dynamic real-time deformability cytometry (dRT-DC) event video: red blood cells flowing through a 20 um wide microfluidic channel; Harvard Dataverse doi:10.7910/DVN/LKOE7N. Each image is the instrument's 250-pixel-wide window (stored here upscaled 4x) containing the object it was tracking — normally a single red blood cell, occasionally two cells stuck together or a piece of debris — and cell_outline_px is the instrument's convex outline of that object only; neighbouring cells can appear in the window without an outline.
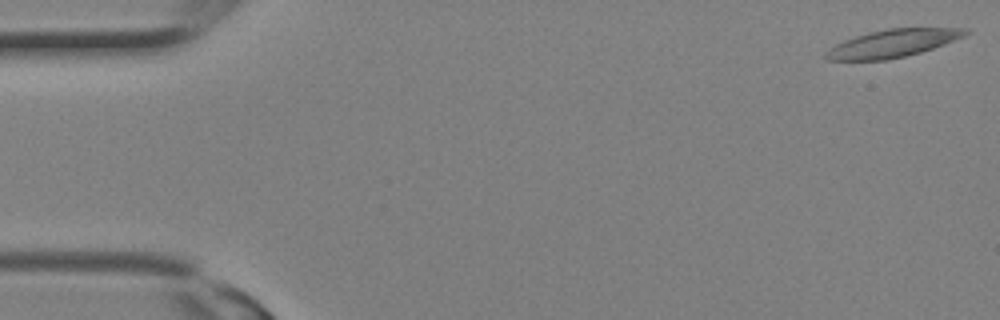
{"species": "Egyptian fruit bat (a non-hibernating species)", "species_latin": "Rousettus aegyptiacus", "temperature_condition": "room temperature", "stored_images_in_passage": 11, "camera_frame_rate_fps": 3000, "um_per_image_px": 0.085, "animal": {"sex": "female"}, "frame": {"image": 1, "passage_image": 1, "time_ms": 0.0, "image_size_px": [1000, 320], "cell_outline_px": [[972, 32], [964, 36], [944, 44], [920, 52], [888, 60], [828, 60], [824, 56], [836, 44], [844, 40], [868, 32], [888, 28], [968, 28]], "centroid_in_image_um": [75.92, 3.67], "position_along_channel_um": 9.1, "area_um2": 22.31}}
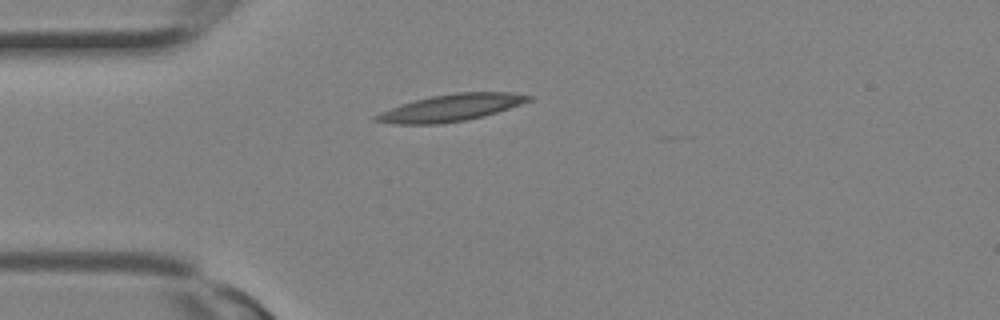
{"frame": {"image": 2, "passage_image": 8, "time_ms": 2.333, "image_size_px": [1000, 320], "cell_outline_px": [[532, 100], [484, 116], [464, 120], [440, 124], [396, 124], [372, 120], [372, 116], [380, 112], [416, 100], [432, 96], [456, 92], [508, 92], [532, 96]], "centroid_in_image_um": [38.32, 9.16], "position_along_channel_um": 46.7, "area_um2": 23.58}}
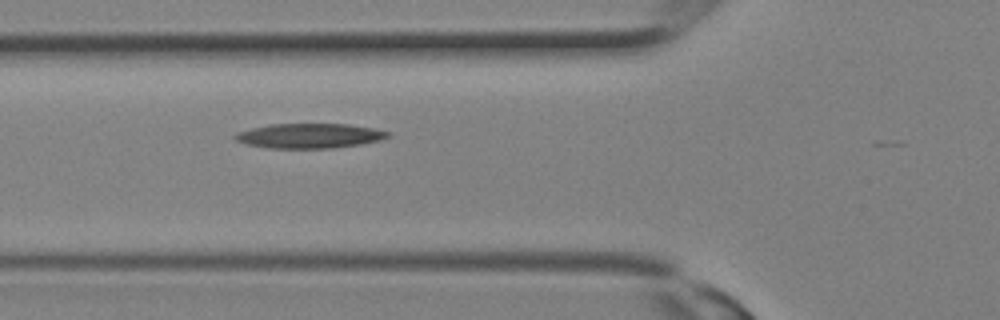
{"frame": {"image": 3, "passage_image": 11, "time_ms": 3.333, "image_size_px": [1000, 320], "cell_outline_px": [[392, 136], [380, 140], [360, 144], [332, 148], [268, 148], [248, 144], [236, 140], [232, 136], [236, 132], [268, 124], [348, 124], [376, 128], [392, 132]], "centroid_in_image_um": [26.35, 11.53], "position_along_channel_um": 99.5, "area_um2": 22.2}}